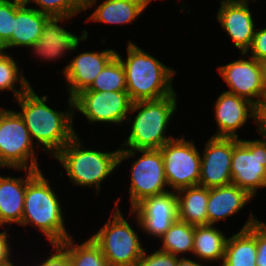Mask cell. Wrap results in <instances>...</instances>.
<instances>
[{"mask_svg":"<svg viewBox=\"0 0 266 266\" xmlns=\"http://www.w3.org/2000/svg\"><path fill=\"white\" fill-rule=\"evenodd\" d=\"M16 101L32 141L44 145L46 153L55 156L76 135L72 125L74 110L59 112L50 108L45 103L47 96L39 97L32 87Z\"/></svg>","mask_w":266,"mask_h":266,"instance_id":"6da1fadb","label":"cell"},{"mask_svg":"<svg viewBox=\"0 0 266 266\" xmlns=\"http://www.w3.org/2000/svg\"><path fill=\"white\" fill-rule=\"evenodd\" d=\"M127 60L116 52L126 75V91L131 100H157L173 94L175 70L143 51L133 42L127 46Z\"/></svg>","mask_w":266,"mask_h":266,"instance_id":"7a4b0ae2","label":"cell"},{"mask_svg":"<svg viewBox=\"0 0 266 266\" xmlns=\"http://www.w3.org/2000/svg\"><path fill=\"white\" fill-rule=\"evenodd\" d=\"M48 181L40 170L28 180L20 225H36L51 244L62 243L70 236L65 229L61 204Z\"/></svg>","mask_w":266,"mask_h":266,"instance_id":"3957f363","label":"cell"},{"mask_svg":"<svg viewBox=\"0 0 266 266\" xmlns=\"http://www.w3.org/2000/svg\"><path fill=\"white\" fill-rule=\"evenodd\" d=\"M176 93L157 99L132 103L130 112H138L131 125L127 140L122 144L131 150L160 149L173 139L165 133L176 111Z\"/></svg>","mask_w":266,"mask_h":266,"instance_id":"277c9868","label":"cell"},{"mask_svg":"<svg viewBox=\"0 0 266 266\" xmlns=\"http://www.w3.org/2000/svg\"><path fill=\"white\" fill-rule=\"evenodd\" d=\"M77 134L54 156L63 165L74 185L96 187L118 167L120 149L101 152L83 149Z\"/></svg>","mask_w":266,"mask_h":266,"instance_id":"5b68a950","label":"cell"},{"mask_svg":"<svg viewBox=\"0 0 266 266\" xmlns=\"http://www.w3.org/2000/svg\"><path fill=\"white\" fill-rule=\"evenodd\" d=\"M117 200L112 221L109 218L92 240L100 247L109 266H137L144 252L138 234L120 213Z\"/></svg>","mask_w":266,"mask_h":266,"instance_id":"8992f818","label":"cell"},{"mask_svg":"<svg viewBox=\"0 0 266 266\" xmlns=\"http://www.w3.org/2000/svg\"><path fill=\"white\" fill-rule=\"evenodd\" d=\"M0 167L40 170L33 141L22 116L18 112L2 108L0 109Z\"/></svg>","mask_w":266,"mask_h":266,"instance_id":"52a82bcc","label":"cell"},{"mask_svg":"<svg viewBox=\"0 0 266 266\" xmlns=\"http://www.w3.org/2000/svg\"><path fill=\"white\" fill-rule=\"evenodd\" d=\"M142 155L131 166L130 201L131 210L143 199L168 192L164 171V161L160 149L131 150L120 149L118 164L123 160Z\"/></svg>","mask_w":266,"mask_h":266,"instance_id":"ba28073f","label":"cell"},{"mask_svg":"<svg viewBox=\"0 0 266 266\" xmlns=\"http://www.w3.org/2000/svg\"><path fill=\"white\" fill-rule=\"evenodd\" d=\"M231 177L232 184L252 197L257 188L266 187V139L249 141L233 138Z\"/></svg>","mask_w":266,"mask_h":266,"instance_id":"9c48e42d","label":"cell"},{"mask_svg":"<svg viewBox=\"0 0 266 266\" xmlns=\"http://www.w3.org/2000/svg\"><path fill=\"white\" fill-rule=\"evenodd\" d=\"M160 151L168 187L176 191L198 186L200 179L201 155L194 142L185 138H173Z\"/></svg>","mask_w":266,"mask_h":266,"instance_id":"30bf717a","label":"cell"},{"mask_svg":"<svg viewBox=\"0 0 266 266\" xmlns=\"http://www.w3.org/2000/svg\"><path fill=\"white\" fill-rule=\"evenodd\" d=\"M133 101L127 91L97 92L82 91L73 98V108L89 121L120 124L125 119L131 123L130 112Z\"/></svg>","mask_w":266,"mask_h":266,"instance_id":"8fae6325","label":"cell"},{"mask_svg":"<svg viewBox=\"0 0 266 266\" xmlns=\"http://www.w3.org/2000/svg\"><path fill=\"white\" fill-rule=\"evenodd\" d=\"M217 70L230 87L226 92L247 99L257 108L266 101V84L254 57L233 61Z\"/></svg>","mask_w":266,"mask_h":266,"instance_id":"7c38bea8","label":"cell"},{"mask_svg":"<svg viewBox=\"0 0 266 266\" xmlns=\"http://www.w3.org/2000/svg\"><path fill=\"white\" fill-rule=\"evenodd\" d=\"M177 192L147 197L130 214L135 213L138 225L148 234L160 238L178 220Z\"/></svg>","mask_w":266,"mask_h":266,"instance_id":"4fadbf2b","label":"cell"},{"mask_svg":"<svg viewBox=\"0 0 266 266\" xmlns=\"http://www.w3.org/2000/svg\"><path fill=\"white\" fill-rule=\"evenodd\" d=\"M233 138L211 137L201 157L199 186L208 189L232 183Z\"/></svg>","mask_w":266,"mask_h":266,"instance_id":"5bb4252c","label":"cell"},{"mask_svg":"<svg viewBox=\"0 0 266 266\" xmlns=\"http://www.w3.org/2000/svg\"><path fill=\"white\" fill-rule=\"evenodd\" d=\"M115 55L114 49L82 52L68 63L63 74L69 87V108H73V98L92 85L98 74Z\"/></svg>","mask_w":266,"mask_h":266,"instance_id":"9a60e30c","label":"cell"},{"mask_svg":"<svg viewBox=\"0 0 266 266\" xmlns=\"http://www.w3.org/2000/svg\"><path fill=\"white\" fill-rule=\"evenodd\" d=\"M248 3V0H221L217 15L221 27L243 56L248 53L256 31Z\"/></svg>","mask_w":266,"mask_h":266,"instance_id":"2e32d148","label":"cell"},{"mask_svg":"<svg viewBox=\"0 0 266 266\" xmlns=\"http://www.w3.org/2000/svg\"><path fill=\"white\" fill-rule=\"evenodd\" d=\"M215 115L219 126L212 137L238 138L237 129L249 117L257 122V107L245 98L224 91L216 101Z\"/></svg>","mask_w":266,"mask_h":266,"instance_id":"e0dca14e","label":"cell"},{"mask_svg":"<svg viewBox=\"0 0 266 266\" xmlns=\"http://www.w3.org/2000/svg\"><path fill=\"white\" fill-rule=\"evenodd\" d=\"M71 17H49L44 23L42 34L38 41L30 48H33L35 54L48 61L62 57L65 51H74L79 46L81 40H86L87 31H82V36L78 37L68 30L60 27L59 21L69 19Z\"/></svg>","mask_w":266,"mask_h":266,"instance_id":"ac0fdd59","label":"cell"},{"mask_svg":"<svg viewBox=\"0 0 266 266\" xmlns=\"http://www.w3.org/2000/svg\"><path fill=\"white\" fill-rule=\"evenodd\" d=\"M251 213L242 229L227 239L222 266H256V222Z\"/></svg>","mask_w":266,"mask_h":266,"instance_id":"d6986e66","label":"cell"},{"mask_svg":"<svg viewBox=\"0 0 266 266\" xmlns=\"http://www.w3.org/2000/svg\"><path fill=\"white\" fill-rule=\"evenodd\" d=\"M26 171L25 179L0 175V227L21 224L27 182L38 170Z\"/></svg>","mask_w":266,"mask_h":266,"instance_id":"ffe728a7","label":"cell"},{"mask_svg":"<svg viewBox=\"0 0 266 266\" xmlns=\"http://www.w3.org/2000/svg\"><path fill=\"white\" fill-rule=\"evenodd\" d=\"M253 197L235 184L209 189L207 202L208 224H215L219 220L234 215Z\"/></svg>","mask_w":266,"mask_h":266,"instance_id":"44dd1931","label":"cell"},{"mask_svg":"<svg viewBox=\"0 0 266 266\" xmlns=\"http://www.w3.org/2000/svg\"><path fill=\"white\" fill-rule=\"evenodd\" d=\"M48 18V15L35 8L23 5L14 17L11 39L0 50L4 51L15 46L31 47L41 36L44 23Z\"/></svg>","mask_w":266,"mask_h":266,"instance_id":"7402d4cb","label":"cell"},{"mask_svg":"<svg viewBox=\"0 0 266 266\" xmlns=\"http://www.w3.org/2000/svg\"><path fill=\"white\" fill-rule=\"evenodd\" d=\"M177 192L178 219L194 226L208 225L209 189L198 185Z\"/></svg>","mask_w":266,"mask_h":266,"instance_id":"603a6c76","label":"cell"},{"mask_svg":"<svg viewBox=\"0 0 266 266\" xmlns=\"http://www.w3.org/2000/svg\"><path fill=\"white\" fill-rule=\"evenodd\" d=\"M145 8L142 0H105L87 20L106 24H128L135 21Z\"/></svg>","mask_w":266,"mask_h":266,"instance_id":"cb8c5ba5","label":"cell"},{"mask_svg":"<svg viewBox=\"0 0 266 266\" xmlns=\"http://www.w3.org/2000/svg\"><path fill=\"white\" fill-rule=\"evenodd\" d=\"M227 237L213 225L194 226V247L192 253L200 261L221 260L223 262Z\"/></svg>","mask_w":266,"mask_h":266,"instance_id":"d4e9b609","label":"cell"},{"mask_svg":"<svg viewBox=\"0 0 266 266\" xmlns=\"http://www.w3.org/2000/svg\"><path fill=\"white\" fill-rule=\"evenodd\" d=\"M162 247L159 249L177 256L179 253L192 252L194 247V225L176 220L160 237Z\"/></svg>","mask_w":266,"mask_h":266,"instance_id":"484cf974","label":"cell"},{"mask_svg":"<svg viewBox=\"0 0 266 266\" xmlns=\"http://www.w3.org/2000/svg\"><path fill=\"white\" fill-rule=\"evenodd\" d=\"M59 244L68 252L71 266H109L100 247L92 238L77 245L68 237Z\"/></svg>","mask_w":266,"mask_h":266,"instance_id":"4316f807","label":"cell"},{"mask_svg":"<svg viewBox=\"0 0 266 266\" xmlns=\"http://www.w3.org/2000/svg\"><path fill=\"white\" fill-rule=\"evenodd\" d=\"M84 91H126V75L120 59L115 55L98 74L92 85Z\"/></svg>","mask_w":266,"mask_h":266,"instance_id":"83f0119b","label":"cell"},{"mask_svg":"<svg viewBox=\"0 0 266 266\" xmlns=\"http://www.w3.org/2000/svg\"><path fill=\"white\" fill-rule=\"evenodd\" d=\"M17 64L13 57L0 50V91L11 90L14 92L15 99L31 88L30 83L23 76V72H19ZM17 81L20 82L19 90L14 87V85H17L15 84Z\"/></svg>","mask_w":266,"mask_h":266,"instance_id":"f1b7e54d","label":"cell"},{"mask_svg":"<svg viewBox=\"0 0 266 266\" xmlns=\"http://www.w3.org/2000/svg\"><path fill=\"white\" fill-rule=\"evenodd\" d=\"M35 2L40 9H36L49 17H72L80 11L86 10V0H23V5ZM42 8V9H41Z\"/></svg>","mask_w":266,"mask_h":266,"instance_id":"f546056e","label":"cell"},{"mask_svg":"<svg viewBox=\"0 0 266 266\" xmlns=\"http://www.w3.org/2000/svg\"><path fill=\"white\" fill-rule=\"evenodd\" d=\"M22 6L19 0H0V49L11 39L14 17Z\"/></svg>","mask_w":266,"mask_h":266,"instance_id":"4dcf8cb0","label":"cell"},{"mask_svg":"<svg viewBox=\"0 0 266 266\" xmlns=\"http://www.w3.org/2000/svg\"><path fill=\"white\" fill-rule=\"evenodd\" d=\"M142 253L137 266H176L178 257L168 252L157 250L151 255Z\"/></svg>","mask_w":266,"mask_h":266,"instance_id":"1f68e13d","label":"cell"},{"mask_svg":"<svg viewBox=\"0 0 266 266\" xmlns=\"http://www.w3.org/2000/svg\"><path fill=\"white\" fill-rule=\"evenodd\" d=\"M256 266H266V223L256 222Z\"/></svg>","mask_w":266,"mask_h":266,"instance_id":"d6a6232c","label":"cell"},{"mask_svg":"<svg viewBox=\"0 0 266 266\" xmlns=\"http://www.w3.org/2000/svg\"><path fill=\"white\" fill-rule=\"evenodd\" d=\"M55 253L50 255L39 266H71L68 252L59 244H52Z\"/></svg>","mask_w":266,"mask_h":266,"instance_id":"836d02e7","label":"cell"},{"mask_svg":"<svg viewBox=\"0 0 266 266\" xmlns=\"http://www.w3.org/2000/svg\"><path fill=\"white\" fill-rule=\"evenodd\" d=\"M250 49L251 57L256 60L266 57V28L255 31Z\"/></svg>","mask_w":266,"mask_h":266,"instance_id":"e575fe53","label":"cell"},{"mask_svg":"<svg viewBox=\"0 0 266 266\" xmlns=\"http://www.w3.org/2000/svg\"><path fill=\"white\" fill-rule=\"evenodd\" d=\"M8 234L7 231L0 233V266L11 261L10 259V247L8 243Z\"/></svg>","mask_w":266,"mask_h":266,"instance_id":"d590c367","label":"cell"},{"mask_svg":"<svg viewBox=\"0 0 266 266\" xmlns=\"http://www.w3.org/2000/svg\"><path fill=\"white\" fill-rule=\"evenodd\" d=\"M257 132L266 139V101L257 108Z\"/></svg>","mask_w":266,"mask_h":266,"instance_id":"8d00e7d4","label":"cell"},{"mask_svg":"<svg viewBox=\"0 0 266 266\" xmlns=\"http://www.w3.org/2000/svg\"><path fill=\"white\" fill-rule=\"evenodd\" d=\"M176 266H203L198 262L192 261L188 258L182 257L177 259Z\"/></svg>","mask_w":266,"mask_h":266,"instance_id":"74e56055","label":"cell"},{"mask_svg":"<svg viewBox=\"0 0 266 266\" xmlns=\"http://www.w3.org/2000/svg\"><path fill=\"white\" fill-rule=\"evenodd\" d=\"M260 66V71L262 73L263 80L266 84V57L257 60Z\"/></svg>","mask_w":266,"mask_h":266,"instance_id":"f35d334b","label":"cell"},{"mask_svg":"<svg viewBox=\"0 0 266 266\" xmlns=\"http://www.w3.org/2000/svg\"><path fill=\"white\" fill-rule=\"evenodd\" d=\"M96 3V0H86V9L91 8Z\"/></svg>","mask_w":266,"mask_h":266,"instance_id":"ab89813d","label":"cell"},{"mask_svg":"<svg viewBox=\"0 0 266 266\" xmlns=\"http://www.w3.org/2000/svg\"><path fill=\"white\" fill-rule=\"evenodd\" d=\"M1 266H15L12 261H9L8 263L1 265Z\"/></svg>","mask_w":266,"mask_h":266,"instance_id":"60d3db41","label":"cell"},{"mask_svg":"<svg viewBox=\"0 0 266 266\" xmlns=\"http://www.w3.org/2000/svg\"><path fill=\"white\" fill-rule=\"evenodd\" d=\"M142 1L147 6L150 3V1H152V0H142Z\"/></svg>","mask_w":266,"mask_h":266,"instance_id":"b9f144b4","label":"cell"}]
</instances>
